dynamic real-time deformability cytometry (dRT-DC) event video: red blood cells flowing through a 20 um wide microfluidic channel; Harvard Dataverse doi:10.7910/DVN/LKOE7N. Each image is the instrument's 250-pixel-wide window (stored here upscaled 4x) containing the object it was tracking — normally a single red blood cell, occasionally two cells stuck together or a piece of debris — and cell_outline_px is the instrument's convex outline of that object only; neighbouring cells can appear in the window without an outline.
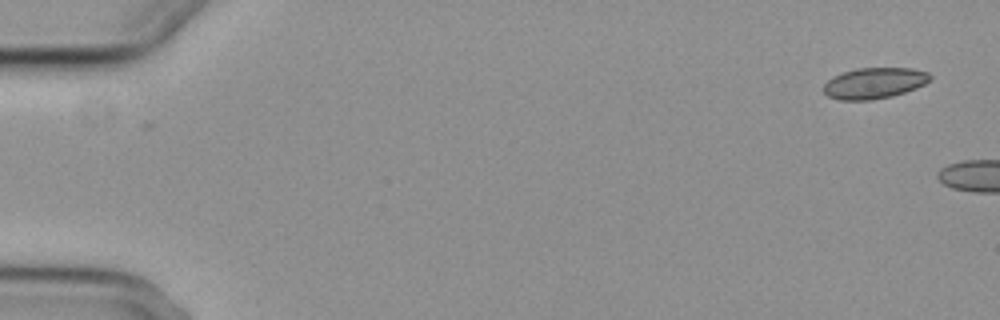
{"species": "common noctule bat (a hibernating species)", "species_latin": "Nyctalus noctula", "temperature_condition": "cold", "stored_images_in_passage": 2, "camera_frame_rate_fps": 3000, "um_per_image_px": 0.085, "animal": {"sex": "female", "body_mass_g": 29.2, "forearm_length_mm": 56.3}, "frame": {"image": 1, "passage_image": 1, "time_ms": 0.0, "image_size_px": [1000, 320], "cell_outline_px": [[932, 80], [916, 88], [892, 96], [868, 100], [840, 100], [828, 96], [824, 92], [824, 84], [832, 76], [840, 72], [856, 68], [912, 68], [928, 72], [932, 76]], "centroid_in_image_um": [74.31, 7.05], "position_along_channel_um": 10.7, "area_um2": 19.36}}